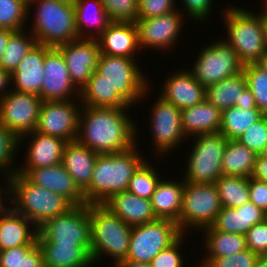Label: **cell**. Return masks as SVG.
Wrapping results in <instances>:
<instances>
[{"mask_svg": "<svg viewBox=\"0 0 267 267\" xmlns=\"http://www.w3.org/2000/svg\"><path fill=\"white\" fill-rule=\"evenodd\" d=\"M81 108L76 139L80 144L98 154L120 153L137 146L135 140L138 129L133 118L125 113L130 107L96 108L81 105Z\"/></svg>", "mask_w": 267, "mask_h": 267, "instance_id": "6da1fadb", "label": "cell"}, {"mask_svg": "<svg viewBox=\"0 0 267 267\" xmlns=\"http://www.w3.org/2000/svg\"><path fill=\"white\" fill-rule=\"evenodd\" d=\"M135 148L97 156L91 183L83 191L86 204H104L113 194L127 191L134 173L145 162Z\"/></svg>", "mask_w": 267, "mask_h": 267, "instance_id": "7a4b0ae2", "label": "cell"}, {"mask_svg": "<svg viewBox=\"0 0 267 267\" xmlns=\"http://www.w3.org/2000/svg\"><path fill=\"white\" fill-rule=\"evenodd\" d=\"M6 182L12 208L37 228L73 207L63 196L35 185L21 173L15 172Z\"/></svg>", "mask_w": 267, "mask_h": 267, "instance_id": "3957f363", "label": "cell"}, {"mask_svg": "<svg viewBox=\"0 0 267 267\" xmlns=\"http://www.w3.org/2000/svg\"><path fill=\"white\" fill-rule=\"evenodd\" d=\"M225 41L237 53L243 65L255 64L267 52V11L260 14L239 7L226 8Z\"/></svg>", "mask_w": 267, "mask_h": 267, "instance_id": "277c9868", "label": "cell"}, {"mask_svg": "<svg viewBox=\"0 0 267 267\" xmlns=\"http://www.w3.org/2000/svg\"><path fill=\"white\" fill-rule=\"evenodd\" d=\"M91 222V259L98 263L103 254L114 259L116 267L129 250L131 229L103 204H89Z\"/></svg>", "mask_w": 267, "mask_h": 267, "instance_id": "5b68a950", "label": "cell"}, {"mask_svg": "<svg viewBox=\"0 0 267 267\" xmlns=\"http://www.w3.org/2000/svg\"><path fill=\"white\" fill-rule=\"evenodd\" d=\"M33 4L37 12L30 32L37 43L58 47L79 38L74 8L56 0H28V17Z\"/></svg>", "mask_w": 267, "mask_h": 267, "instance_id": "8992f818", "label": "cell"}, {"mask_svg": "<svg viewBox=\"0 0 267 267\" xmlns=\"http://www.w3.org/2000/svg\"><path fill=\"white\" fill-rule=\"evenodd\" d=\"M188 156L184 181L215 183L222 176V157L228 139L220 132L195 136Z\"/></svg>", "mask_w": 267, "mask_h": 267, "instance_id": "52a82bcc", "label": "cell"}, {"mask_svg": "<svg viewBox=\"0 0 267 267\" xmlns=\"http://www.w3.org/2000/svg\"><path fill=\"white\" fill-rule=\"evenodd\" d=\"M183 233L176 222L159 219L133 226L125 260L151 263L155 256L175 243Z\"/></svg>", "mask_w": 267, "mask_h": 267, "instance_id": "ba28073f", "label": "cell"}, {"mask_svg": "<svg viewBox=\"0 0 267 267\" xmlns=\"http://www.w3.org/2000/svg\"><path fill=\"white\" fill-rule=\"evenodd\" d=\"M222 209L215 183L199 184L185 181L179 229H204L211 226ZM185 228V229H184Z\"/></svg>", "mask_w": 267, "mask_h": 267, "instance_id": "9c48e42d", "label": "cell"}, {"mask_svg": "<svg viewBox=\"0 0 267 267\" xmlns=\"http://www.w3.org/2000/svg\"><path fill=\"white\" fill-rule=\"evenodd\" d=\"M136 59L100 53L96 71L105 76L117 93L131 106L150 91ZM148 89V90H147Z\"/></svg>", "mask_w": 267, "mask_h": 267, "instance_id": "30bf717a", "label": "cell"}, {"mask_svg": "<svg viewBox=\"0 0 267 267\" xmlns=\"http://www.w3.org/2000/svg\"><path fill=\"white\" fill-rule=\"evenodd\" d=\"M198 55L190 72L205 88L239 74L244 67L237 53L224 39L205 46Z\"/></svg>", "mask_w": 267, "mask_h": 267, "instance_id": "8fae6325", "label": "cell"}, {"mask_svg": "<svg viewBox=\"0 0 267 267\" xmlns=\"http://www.w3.org/2000/svg\"><path fill=\"white\" fill-rule=\"evenodd\" d=\"M37 243L91 244L89 204L73 206L38 228Z\"/></svg>", "mask_w": 267, "mask_h": 267, "instance_id": "7c38bea8", "label": "cell"}, {"mask_svg": "<svg viewBox=\"0 0 267 267\" xmlns=\"http://www.w3.org/2000/svg\"><path fill=\"white\" fill-rule=\"evenodd\" d=\"M42 102L37 95L12 88L0 100V123L19 139V145H23V135L36 129Z\"/></svg>", "mask_w": 267, "mask_h": 267, "instance_id": "4fadbf2b", "label": "cell"}, {"mask_svg": "<svg viewBox=\"0 0 267 267\" xmlns=\"http://www.w3.org/2000/svg\"><path fill=\"white\" fill-rule=\"evenodd\" d=\"M81 108L73 100L43 101L35 131L66 142L77 139Z\"/></svg>", "mask_w": 267, "mask_h": 267, "instance_id": "5bb4252c", "label": "cell"}, {"mask_svg": "<svg viewBox=\"0 0 267 267\" xmlns=\"http://www.w3.org/2000/svg\"><path fill=\"white\" fill-rule=\"evenodd\" d=\"M150 117V129L154 140L152 144L157 155L168 154L182 143L186 136L181 127V109L158 97Z\"/></svg>", "mask_w": 267, "mask_h": 267, "instance_id": "9a60e30c", "label": "cell"}, {"mask_svg": "<svg viewBox=\"0 0 267 267\" xmlns=\"http://www.w3.org/2000/svg\"><path fill=\"white\" fill-rule=\"evenodd\" d=\"M63 55L72 83L80 91L96 70L100 46L95 38H77L56 47Z\"/></svg>", "mask_w": 267, "mask_h": 267, "instance_id": "2e32d148", "label": "cell"}, {"mask_svg": "<svg viewBox=\"0 0 267 267\" xmlns=\"http://www.w3.org/2000/svg\"><path fill=\"white\" fill-rule=\"evenodd\" d=\"M180 12L175 10L171 13L161 15L159 17H152L146 19H137L136 26L138 30V44L142 48L150 47L152 50L172 49L173 44L177 42V38L182 32L183 16ZM176 40V41H175ZM172 47V48H171Z\"/></svg>", "mask_w": 267, "mask_h": 267, "instance_id": "e0dca14e", "label": "cell"}, {"mask_svg": "<svg viewBox=\"0 0 267 267\" xmlns=\"http://www.w3.org/2000/svg\"><path fill=\"white\" fill-rule=\"evenodd\" d=\"M43 68L42 101H67L76 99L73 98L74 94L80 96V91L70 79L65 59L56 47L45 54Z\"/></svg>", "mask_w": 267, "mask_h": 267, "instance_id": "ac0fdd59", "label": "cell"}, {"mask_svg": "<svg viewBox=\"0 0 267 267\" xmlns=\"http://www.w3.org/2000/svg\"><path fill=\"white\" fill-rule=\"evenodd\" d=\"M25 176L35 185L63 196L73 206L86 204L83 192L74 183L62 163L31 169Z\"/></svg>", "mask_w": 267, "mask_h": 267, "instance_id": "d6986e66", "label": "cell"}, {"mask_svg": "<svg viewBox=\"0 0 267 267\" xmlns=\"http://www.w3.org/2000/svg\"><path fill=\"white\" fill-rule=\"evenodd\" d=\"M96 39L104 55L135 58L140 50L135 22L112 21Z\"/></svg>", "mask_w": 267, "mask_h": 267, "instance_id": "ffe728a7", "label": "cell"}, {"mask_svg": "<svg viewBox=\"0 0 267 267\" xmlns=\"http://www.w3.org/2000/svg\"><path fill=\"white\" fill-rule=\"evenodd\" d=\"M163 85L159 97L178 109L183 110L205 100L206 88L195 79L190 70L172 73Z\"/></svg>", "mask_w": 267, "mask_h": 267, "instance_id": "44dd1931", "label": "cell"}, {"mask_svg": "<svg viewBox=\"0 0 267 267\" xmlns=\"http://www.w3.org/2000/svg\"><path fill=\"white\" fill-rule=\"evenodd\" d=\"M51 48L40 43H36L32 47L21 60L17 69L11 73V83H14L15 87L12 90L41 97L45 54Z\"/></svg>", "mask_w": 267, "mask_h": 267, "instance_id": "7402d4cb", "label": "cell"}, {"mask_svg": "<svg viewBox=\"0 0 267 267\" xmlns=\"http://www.w3.org/2000/svg\"><path fill=\"white\" fill-rule=\"evenodd\" d=\"M27 135H32L31 141L29 140L28 147L26 149V163L25 167L17 169V173L26 175L31 169L54 166L62 163L63 151L66 145V141L49 135L41 134L37 131H33L23 135L25 138Z\"/></svg>", "mask_w": 267, "mask_h": 267, "instance_id": "603a6c76", "label": "cell"}, {"mask_svg": "<svg viewBox=\"0 0 267 267\" xmlns=\"http://www.w3.org/2000/svg\"><path fill=\"white\" fill-rule=\"evenodd\" d=\"M32 225V226H31ZM31 226L34 229H29ZM38 228L24 215L7 206L0 215V251L22 245H36Z\"/></svg>", "mask_w": 267, "mask_h": 267, "instance_id": "cb8c5ba5", "label": "cell"}, {"mask_svg": "<svg viewBox=\"0 0 267 267\" xmlns=\"http://www.w3.org/2000/svg\"><path fill=\"white\" fill-rule=\"evenodd\" d=\"M103 205L132 227L157 219L151 200L140 198L128 191L113 194Z\"/></svg>", "mask_w": 267, "mask_h": 267, "instance_id": "d4e9b609", "label": "cell"}, {"mask_svg": "<svg viewBox=\"0 0 267 267\" xmlns=\"http://www.w3.org/2000/svg\"><path fill=\"white\" fill-rule=\"evenodd\" d=\"M99 154L77 140L67 142L62 157V165L83 192L91 183L96 159Z\"/></svg>", "mask_w": 267, "mask_h": 267, "instance_id": "484cf974", "label": "cell"}, {"mask_svg": "<svg viewBox=\"0 0 267 267\" xmlns=\"http://www.w3.org/2000/svg\"><path fill=\"white\" fill-rule=\"evenodd\" d=\"M44 267H90L91 244L37 243Z\"/></svg>", "mask_w": 267, "mask_h": 267, "instance_id": "4316f807", "label": "cell"}, {"mask_svg": "<svg viewBox=\"0 0 267 267\" xmlns=\"http://www.w3.org/2000/svg\"><path fill=\"white\" fill-rule=\"evenodd\" d=\"M222 125V111L206 99L195 106L181 110V127L187 136L217 133Z\"/></svg>", "mask_w": 267, "mask_h": 267, "instance_id": "83f0119b", "label": "cell"}, {"mask_svg": "<svg viewBox=\"0 0 267 267\" xmlns=\"http://www.w3.org/2000/svg\"><path fill=\"white\" fill-rule=\"evenodd\" d=\"M265 218L267 214L248 201L236 208L222 207L211 227L218 231L246 236L253 225L262 222Z\"/></svg>", "mask_w": 267, "mask_h": 267, "instance_id": "f1b7e54d", "label": "cell"}, {"mask_svg": "<svg viewBox=\"0 0 267 267\" xmlns=\"http://www.w3.org/2000/svg\"><path fill=\"white\" fill-rule=\"evenodd\" d=\"M160 179L151 198L152 210L159 219H170L179 226L185 181Z\"/></svg>", "mask_w": 267, "mask_h": 267, "instance_id": "f546056e", "label": "cell"}, {"mask_svg": "<svg viewBox=\"0 0 267 267\" xmlns=\"http://www.w3.org/2000/svg\"><path fill=\"white\" fill-rule=\"evenodd\" d=\"M81 105L96 108H121L130 105L117 93L105 76L96 70L87 84L80 90Z\"/></svg>", "mask_w": 267, "mask_h": 267, "instance_id": "4dcf8cb0", "label": "cell"}, {"mask_svg": "<svg viewBox=\"0 0 267 267\" xmlns=\"http://www.w3.org/2000/svg\"><path fill=\"white\" fill-rule=\"evenodd\" d=\"M257 154L238 140L228 139L222 157V175L251 177Z\"/></svg>", "mask_w": 267, "mask_h": 267, "instance_id": "1f68e13d", "label": "cell"}, {"mask_svg": "<svg viewBox=\"0 0 267 267\" xmlns=\"http://www.w3.org/2000/svg\"><path fill=\"white\" fill-rule=\"evenodd\" d=\"M91 4L94 7V9H92V13ZM74 10L79 38L96 39L102 33V31L112 22L109 19L107 12L103 8L101 0H80ZM90 26V31L92 30V26L93 28L95 26V34H92L90 32L87 33V31H89Z\"/></svg>", "mask_w": 267, "mask_h": 267, "instance_id": "d6a6232c", "label": "cell"}, {"mask_svg": "<svg viewBox=\"0 0 267 267\" xmlns=\"http://www.w3.org/2000/svg\"><path fill=\"white\" fill-rule=\"evenodd\" d=\"M246 88L247 82L242 71L233 77L206 87L205 99L223 111L241 102L242 92Z\"/></svg>", "mask_w": 267, "mask_h": 267, "instance_id": "836d02e7", "label": "cell"}, {"mask_svg": "<svg viewBox=\"0 0 267 267\" xmlns=\"http://www.w3.org/2000/svg\"><path fill=\"white\" fill-rule=\"evenodd\" d=\"M205 245L207 256L203 260H213L217 257L231 256L247 249L246 236L236 233H227L205 227Z\"/></svg>", "mask_w": 267, "mask_h": 267, "instance_id": "e575fe53", "label": "cell"}, {"mask_svg": "<svg viewBox=\"0 0 267 267\" xmlns=\"http://www.w3.org/2000/svg\"><path fill=\"white\" fill-rule=\"evenodd\" d=\"M264 114L259 109H245L237 106L222 111L220 133L227 139H238L252 124Z\"/></svg>", "mask_w": 267, "mask_h": 267, "instance_id": "d590c367", "label": "cell"}, {"mask_svg": "<svg viewBox=\"0 0 267 267\" xmlns=\"http://www.w3.org/2000/svg\"><path fill=\"white\" fill-rule=\"evenodd\" d=\"M215 185L222 207L236 208L250 201L248 177L222 175Z\"/></svg>", "mask_w": 267, "mask_h": 267, "instance_id": "8d00e7d4", "label": "cell"}, {"mask_svg": "<svg viewBox=\"0 0 267 267\" xmlns=\"http://www.w3.org/2000/svg\"><path fill=\"white\" fill-rule=\"evenodd\" d=\"M25 30L15 31L9 38L0 62V68L8 73H13L21 60L37 43L31 32ZM28 34V35H27Z\"/></svg>", "mask_w": 267, "mask_h": 267, "instance_id": "74e56055", "label": "cell"}, {"mask_svg": "<svg viewBox=\"0 0 267 267\" xmlns=\"http://www.w3.org/2000/svg\"><path fill=\"white\" fill-rule=\"evenodd\" d=\"M0 267H44L42 251L38 244L1 250Z\"/></svg>", "mask_w": 267, "mask_h": 267, "instance_id": "f35d334b", "label": "cell"}, {"mask_svg": "<svg viewBox=\"0 0 267 267\" xmlns=\"http://www.w3.org/2000/svg\"><path fill=\"white\" fill-rule=\"evenodd\" d=\"M28 16V0H0V28L24 30Z\"/></svg>", "mask_w": 267, "mask_h": 267, "instance_id": "ab89813d", "label": "cell"}, {"mask_svg": "<svg viewBox=\"0 0 267 267\" xmlns=\"http://www.w3.org/2000/svg\"><path fill=\"white\" fill-rule=\"evenodd\" d=\"M157 170L146 161L138 168L129 182L127 191L151 200L155 188L160 181Z\"/></svg>", "mask_w": 267, "mask_h": 267, "instance_id": "60d3db41", "label": "cell"}, {"mask_svg": "<svg viewBox=\"0 0 267 267\" xmlns=\"http://www.w3.org/2000/svg\"><path fill=\"white\" fill-rule=\"evenodd\" d=\"M247 87L252 91L256 107L267 115V74L256 64H246L243 67Z\"/></svg>", "mask_w": 267, "mask_h": 267, "instance_id": "b9f144b4", "label": "cell"}, {"mask_svg": "<svg viewBox=\"0 0 267 267\" xmlns=\"http://www.w3.org/2000/svg\"><path fill=\"white\" fill-rule=\"evenodd\" d=\"M18 147L20 148L19 139L0 123V170L6 171V180L17 171V168H12V163Z\"/></svg>", "mask_w": 267, "mask_h": 267, "instance_id": "7bdbcfd3", "label": "cell"}, {"mask_svg": "<svg viewBox=\"0 0 267 267\" xmlns=\"http://www.w3.org/2000/svg\"><path fill=\"white\" fill-rule=\"evenodd\" d=\"M101 3L111 21L136 22L138 0H101Z\"/></svg>", "mask_w": 267, "mask_h": 267, "instance_id": "ee69618b", "label": "cell"}, {"mask_svg": "<svg viewBox=\"0 0 267 267\" xmlns=\"http://www.w3.org/2000/svg\"><path fill=\"white\" fill-rule=\"evenodd\" d=\"M236 140L257 155H261L267 145V115H264L256 123L249 126Z\"/></svg>", "mask_w": 267, "mask_h": 267, "instance_id": "f6af8a7d", "label": "cell"}, {"mask_svg": "<svg viewBox=\"0 0 267 267\" xmlns=\"http://www.w3.org/2000/svg\"><path fill=\"white\" fill-rule=\"evenodd\" d=\"M257 259L258 255L255 252L245 249L231 256L201 261V267H255Z\"/></svg>", "mask_w": 267, "mask_h": 267, "instance_id": "bcb514c9", "label": "cell"}, {"mask_svg": "<svg viewBox=\"0 0 267 267\" xmlns=\"http://www.w3.org/2000/svg\"><path fill=\"white\" fill-rule=\"evenodd\" d=\"M137 19L159 17L177 10L175 0H138ZM176 7H175V6Z\"/></svg>", "mask_w": 267, "mask_h": 267, "instance_id": "7dc6e473", "label": "cell"}, {"mask_svg": "<svg viewBox=\"0 0 267 267\" xmlns=\"http://www.w3.org/2000/svg\"><path fill=\"white\" fill-rule=\"evenodd\" d=\"M184 234L170 247L159 252L151 261L152 267H183L184 260L182 258L181 245L183 243Z\"/></svg>", "mask_w": 267, "mask_h": 267, "instance_id": "c3c4849f", "label": "cell"}, {"mask_svg": "<svg viewBox=\"0 0 267 267\" xmlns=\"http://www.w3.org/2000/svg\"><path fill=\"white\" fill-rule=\"evenodd\" d=\"M247 249L258 256L267 253V218L253 225L246 234Z\"/></svg>", "mask_w": 267, "mask_h": 267, "instance_id": "681fc988", "label": "cell"}, {"mask_svg": "<svg viewBox=\"0 0 267 267\" xmlns=\"http://www.w3.org/2000/svg\"><path fill=\"white\" fill-rule=\"evenodd\" d=\"M250 201L267 214V182L249 177Z\"/></svg>", "mask_w": 267, "mask_h": 267, "instance_id": "f907efd6", "label": "cell"}, {"mask_svg": "<svg viewBox=\"0 0 267 267\" xmlns=\"http://www.w3.org/2000/svg\"><path fill=\"white\" fill-rule=\"evenodd\" d=\"M213 0H183L184 9L193 20H205L211 11ZM205 18V19H204Z\"/></svg>", "mask_w": 267, "mask_h": 267, "instance_id": "816d5d0a", "label": "cell"}, {"mask_svg": "<svg viewBox=\"0 0 267 267\" xmlns=\"http://www.w3.org/2000/svg\"><path fill=\"white\" fill-rule=\"evenodd\" d=\"M257 180L267 182V159L262 155H258L252 176Z\"/></svg>", "mask_w": 267, "mask_h": 267, "instance_id": "f5cc1de1", "label": "cell"}, {"mask_svg": "<svg viewBox=\"0 0 267 267\" xmlns=\"http://www.w3.org/2000/svg\"><path fill=\"white\" fill-rule=\"evenodd\" d=\"M236 106L245 109H258L252 91L248 87L242 92L241 102H238Z\"/></svg>", "mask_w": 267, "mask_h": 267, "instance_id": "db71d44e", "label": "cell"}, {"mask_svg": "<svg viewBox=\"0 0 267 267\" xmlns=\"http://www.w3.org/2000/svg\"><path fill=\"white\" fill-rule=\"evenodd\" d=\"M10 84L11 74L0 68V100L10 92V90L8 91L6 89L8 88L7 86H9Z\"/></svg>", "mask_w": 267, "mask_h": 267, "instance_id": "11a10c76", "label": "cell"}, {"mask_svg": "<svg viewBox=\"0 0 267 267\" xmlns=\"http://www.w3.org/2000/svg\"><path fill=\"white\" fill-rule=\"evenodd\" d=\"M14 32L15 31L11 29L0 28V62L4 53V49L6 48V45L8 43V40Z\"/></svg>", "mask_w": 267, "mask_h": 267, "instance_id": "9f6ffc18", "label": "cell"}, {"mask_svg": "<svg viewBox=\"0 0 267 267\" xmlns=\"http://www.w3.org/2000/svg\"><path fill=\"white\" fill-rule=\"evenodd\" d=\"M116 267H152V266H151V263H143V262H135V261H131V260H123Z\"/></svg>", "mask_w": 267, "mask_h": 267, "instance_id": "6f0895ef", "label": "cell"}, {"mask_svg": "<svg viewBox=\"0 0 267 267\" xmlns=\"http://www.w3.org/2000/svg\"><path fill=\"white\" fill-rule=\"evenodd\" d=\"M255 64L267 74V52Z\"/></svg>", "mask_w": 267, "mask_h": 267, "instance_id": "680465c9", "label": "cell"}, {"mask_svg": "<svg viewBox=\"0 0 267 267\" xmlns=\"http://www.w3.org/2000/svg\"><path fill=\"white\" fill-rule=\"evenodd\" d=\"M1 190H2V191H1ZM1 190H0V215H1V214L6 210V208H7V207H5V205H4V204H6V203L2 202V201H3L2 199H3V196H4L2 193L8 194V199L6 198L7 196H4V199H5V200H9V189H8V190H6V189L4 190V188H2ZM5 191H6V192H5ZM7 191H8V192H7ZM1 197H2V198H1Z\"/></svg>", "mask_w": 267, "mask_h": 267, "instance_id": "91938a15", "label": "cell"}, {"mask_svg": "<svg viewBox=\"0 0 267 267\" xmlns=\"http://www.w3.org/2000/svg\"><path fill=\"white\" fill-rule=\"evenodd\" d=\"M255 267H267V253L258 256Z\"/></svg>", "mask_w": 267, "mask_h": 267, "instance_id": "94428289", "label": "cell"}, {"mask_svg": "<svg viewBox=\"0 0 267 267\" xmlns=\"http://www.w3.org/2000/svg\"><path fill=\"white\" fill-rule=\"evenodd\" d=\"M57 2H59L60 4H63L65 6H69L71 8H76V6L78 5V3L80 2V0H56Z\"/></svg>", "mask_w": 267, "mask_h": 267, "instance_id": "6125c7cd", "label": "cell"}, {"mask_svg": "<svg viewBox=\"0 0 267 267\" xmlns=\"http://www.w3.org/2000/svg\"><path fill=\"white\" fill-rule=\"evenodd\" d=\"M261 155L267 159V145L265 147L264 152Z\"/></svg>", "mask_w": 267, "mask_h": 267, "instance_id": "be15d7a7", "label": "cell"}, {"mask_svg": "<svg viewBox=\"0 0 267 267\" xmlns=\"http://www.w3.org/2000/svg\"><path fill=\"white\" fill-rule=\"evenodd\" d=\"M263 2L265 3V4H263V5H265V6H264V8H265L264 10L267 11V0H265V1H263Z\"/></svg>", "mask_w": 267, "mask_h": 267, "instance_id": "e7e4bbea", "label": "cell"}]
</instances>
